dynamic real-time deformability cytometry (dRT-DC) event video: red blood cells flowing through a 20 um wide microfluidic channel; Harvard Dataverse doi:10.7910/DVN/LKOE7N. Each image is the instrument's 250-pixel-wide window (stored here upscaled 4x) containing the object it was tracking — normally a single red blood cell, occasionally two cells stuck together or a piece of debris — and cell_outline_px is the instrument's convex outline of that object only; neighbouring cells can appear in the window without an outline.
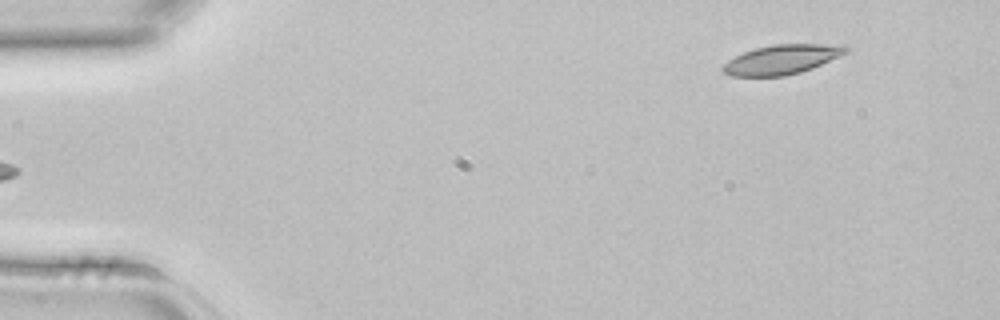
{"species": "common noctule bat (a hibernating species)", "species_latin": "Nyctalus noctula", "temperature_condition": "room temperature", "stored_images_in_passage": 5, "segment_of_instrument_passage": [2, 2], "camera_frame_rate_fps": 3000, "um_per_image_px": 0.085, "animal": {"sex": "female", "body_mass_g": 22.7, "forearm_length_mm": 54.2}, "frame": {"image": 1, "passage_image": 5, "time_ms": 1.333, "image_size_px": [1000, 320], "cell_outline_px": [[848, 52], [812, 68], [800, 72], [784, 76], [732, 76], [724, 72], [720, 68], [728, 60], [744, 52], [756, 48], [772, 44], [844, 44], [848, 48]], "centroid_in_image_um": [66.46, 5.05], "position_along_channel_um": 18.5, "area_um2": 21.04}}